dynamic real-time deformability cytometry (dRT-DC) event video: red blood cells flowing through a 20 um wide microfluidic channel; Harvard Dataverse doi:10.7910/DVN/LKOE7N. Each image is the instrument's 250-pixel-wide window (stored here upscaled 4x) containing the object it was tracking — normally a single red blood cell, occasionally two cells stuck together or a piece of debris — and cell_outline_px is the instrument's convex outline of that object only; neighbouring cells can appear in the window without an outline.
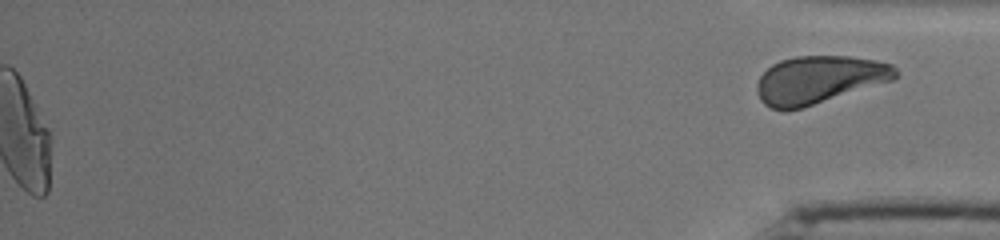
{"species": "human", "species_latin": "Homo sapiens", "temperature_condition": "cold", "stored_images_in_passage": 52, "segment_of_instrument_passage": [2, 2], "camera_frame_rate_fps": 3000, "um_per_image_px": 0.085, "donor": {"sex": "male"}, "frame": {"image": 1, "passage_image": 52, "time_ms": 17.0, "image_size_px": [1000, 240], "cell_outline_px": [[900, 76], [892, 80], [804, 108], [772, 108], [764, 104], [760, 100], [756, 88], [756, 84], [760, 76], [772, 64], [780, 60], [796, 56], [848, 56], [876, 60], [892, 64], [900, 72]], "centroid_in_image_um": [69.65, 6.76], "position_along_channel_um": 365.5, "area_um2": 38.49}}